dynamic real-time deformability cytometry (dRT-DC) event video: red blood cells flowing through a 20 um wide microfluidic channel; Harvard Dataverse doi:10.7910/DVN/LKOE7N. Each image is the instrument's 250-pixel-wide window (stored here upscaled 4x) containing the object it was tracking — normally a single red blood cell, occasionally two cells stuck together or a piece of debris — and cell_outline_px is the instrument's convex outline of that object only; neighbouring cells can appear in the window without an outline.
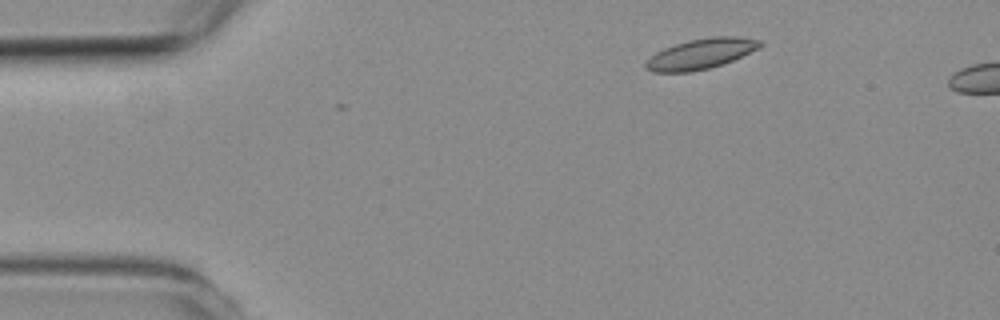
{"species": "common noctule bat (a hibernating species)", "species_latin": "Nyctalus noctula", "temperature_condition": "room temperature", "stored_images_in_passage": 5, "camera_frame_rate_fps": 3000, "um_per_image_px": 0.085, "animal": {"sex": "female", "body_mass_g": 19.3, "forearm_length_mm": 54.1}, "frame": {"image": 1, "passage_image": 2, "time_ms": 1.333, "image_size_px": [1000, 320], "cell_outline_px": [[764, 44], [760, 48], [732, 60], [708, 68], [692, 72], [652, 72], [644, 68], [644, 64], [656, 52], [664, 48], [688, 40], [712, 36], [736, 36], [760, 40]], "centroid_in_image_um": [59.57, 4.57], "position_along_channel_um": 25.4, "area_um2": 20.11}}